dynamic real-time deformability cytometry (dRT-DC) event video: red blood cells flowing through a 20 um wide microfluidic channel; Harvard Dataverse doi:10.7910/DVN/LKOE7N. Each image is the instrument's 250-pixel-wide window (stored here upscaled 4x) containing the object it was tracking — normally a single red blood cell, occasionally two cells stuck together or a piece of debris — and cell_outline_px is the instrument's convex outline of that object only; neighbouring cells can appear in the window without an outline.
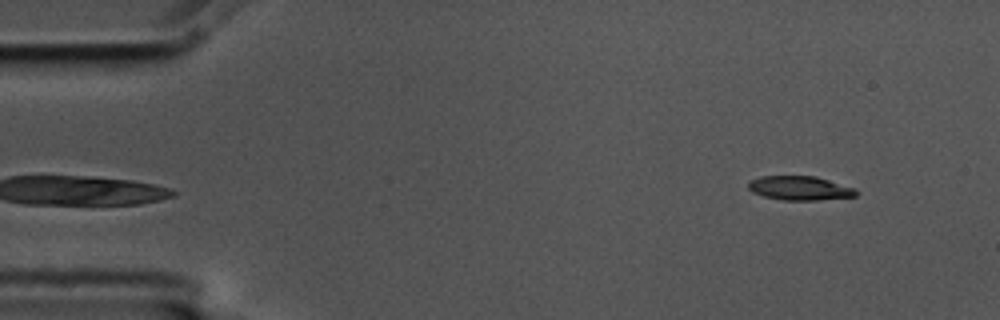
{"species": "common noctule bat (a hibernating species)", "species_latin": "Nyctalus noctula", "temperature_condition": "cold", "stored_images_in_passage": 52, "camera_frame_rate_fps": 3000, "um_per_image_px": 0.085, "animal": {"sex": "male", "body_mass_g": 17.5, "forearm_length_mm": 52.3}, "frame": {"image": 1, "passage_image": 1, "time_ms": 0.0, "image_size_px": [1000, 320], "cell_outline_px": [[860, 192], [856, 196], [816, 200], [784, 200], [764, 196], [752, 192], [748, 188], [748, 180], [760, 176], [816, 176], [856, 188]], "centroid_in_image_um": [67.99, 15.98], "position_along_channel_um": 17.0, "area_um2": 15.26}}
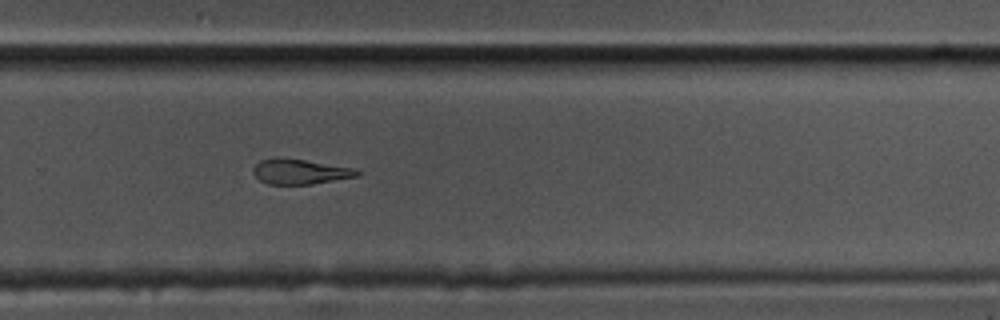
{"frame": {"image": 2, "passage_image": 33, "time_ms": 10.667, "image_size_px": [1000, 320], "cell_outline_px": [[364, 172], [360, 176], [312, 184], [268, 184], [260, 180], [252, 172], [252, 168], [260, 160], [272, 156], [276, 156], [304, 160], [356, 168]], "centroid_in_image_um": [25.52, 14.57], "position_along_channel_um": 304.3, "area_um2": 15.55}}
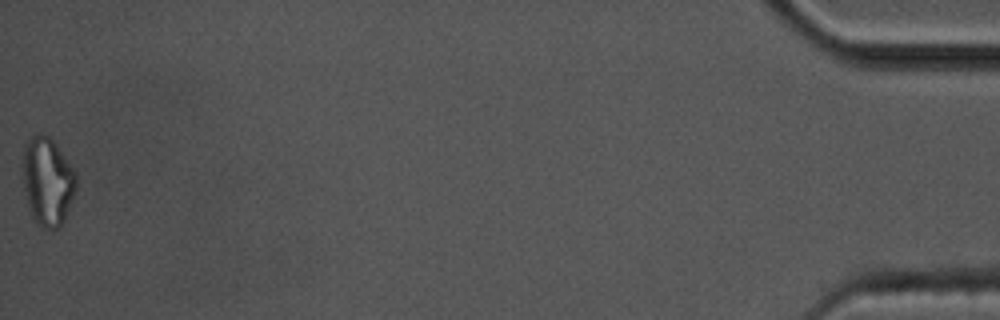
{"frame": {"image": 3, "passage_image": 52, "time_ms": 17.0, "image_size_px": [1000, 320], "cell_outline_px": [[76, 192], [64, 220], [60, 228], [44, 228], [36, 224], [28, 208], [20, 168], [24, 140], [40, 132], [48, 136], [56, 144], [76, 172]], "centroid_in_image_um": [4.0, 15.38], "position_along_channel_um": 431.2, "area_um2": 28.26}, "authors_computed_cell_mechanics": {"area_um2": 16.6175, "velocity_mm_per_s": 3.5768, "shape_relaxation_time_tau1_ms": 7.1708, "shape_relaxation_time_tau2_ms": 3.4916, "deformation_change_tau1": 0.2208, "deformation_change_tau2": 0.1289}}